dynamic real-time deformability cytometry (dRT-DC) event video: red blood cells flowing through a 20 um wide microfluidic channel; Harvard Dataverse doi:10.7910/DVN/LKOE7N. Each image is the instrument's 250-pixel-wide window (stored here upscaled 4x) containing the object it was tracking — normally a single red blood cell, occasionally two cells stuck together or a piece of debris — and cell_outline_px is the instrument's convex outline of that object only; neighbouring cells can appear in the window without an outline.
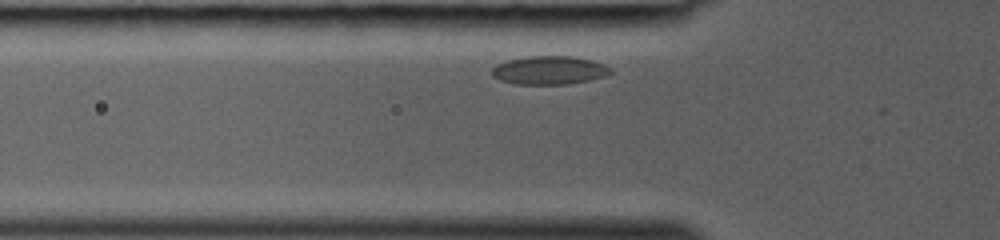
{"species": "common noctule bat (a hibernating species)", "species_latin": "Nyctalus noctula", "temperature_condition": "room temperature", "stored_images_in_passage": 4, "camera_frame_rate_fps": 3000, "um_per_image_px": 0.085, "animal": {"sex": "female", "body_mass_g": 19.0, "forearm_length_mm": 53.3}, "frame": {"image": 1, "passage_image": 2, "time_ms": 0.333, "image_size_px": [1000, 240], "cell_outline_px": [[612, 72], [608, 76], [588, 80], [564, 84], [512, 84], [500, 80], [492, 76], [492, 68], [496, 64], [508, 60], [528, 56], [572, 56], [592, 60], [604, 64], [612, 68]], "centroid_in_image_um": [46.7, 5.97], "position_along_channel_um": 79.1, "area_um2": 19.77}}